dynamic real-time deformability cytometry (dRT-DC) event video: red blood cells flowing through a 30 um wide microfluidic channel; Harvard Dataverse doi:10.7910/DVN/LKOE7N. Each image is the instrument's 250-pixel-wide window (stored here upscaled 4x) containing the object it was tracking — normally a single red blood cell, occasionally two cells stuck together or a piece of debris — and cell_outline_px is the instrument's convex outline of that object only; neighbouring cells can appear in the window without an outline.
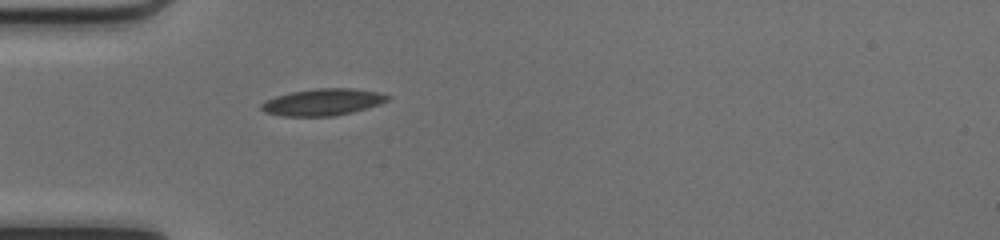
{"species": "common noctule bat (a hibernating species)", "species_latin": "Nyctalus noctula", "temperature_condition": "cold", "stored_images_in_passage": 31, "camera_frame_rate_fps": 3000, "um_per_image_px": 0.085, "animal": {"sex": "female", "body_mass_g": 17.0, "forearm_length_mm": 48.0}, "frame": {"image": 1, "passage_image": 1, "time_ms": 0.0, "image_size_px": [1000, 240], "cell_outline_px": [[388, 100], [352, 112], [332, 116], [284, 116], [268, 112], [260, 108], [260, 104], [276, 96], [292, 92], [316, 88], [348, 88], [376, 92], [388, 96]], "centroid_in_image_um": [27.39, 8.68], "position_along_channel_um": 57.6, "area_um2": 19.07}}
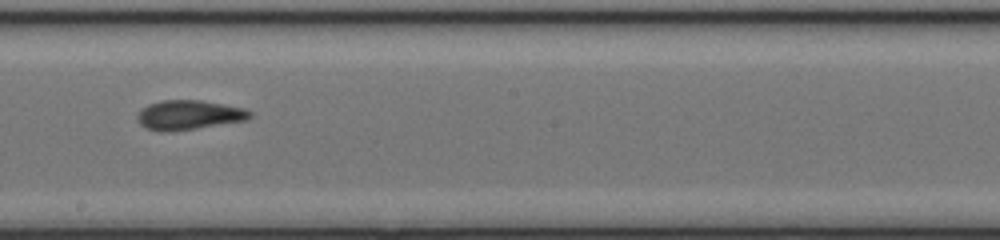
{"frame": {"image": 2, "passage_image": 14, "time_ms": 4.333, "image_size_px": [1000, 240], "cell_outline_px": [[252, 116], [248, 120], [196, 128], [148, 128], [140, 124], [136, 116], [148, 104], [160, 100], [200, 100], [244, 108], [252, 112]], "centroid_in_image_um": [16.14, 9.72], "position_along_channel_um": 232.1, "area_um2": 18.44}}
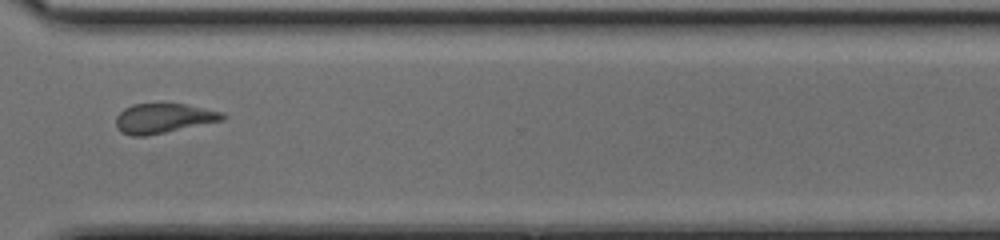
{"frame": {"image": 3, "passage_image": 23, "time_ms": 7.333, "image_size_px": [1000, 240], "cell_outline_px": [[224, 120], [144, 136], [132, 136], [120, 132], [116, 124], [116, 116], [124, 108], [132, 104], [184, 104], [224, 112]], "centroid_in_image_um": [13.87, 10.05], "position_along_channel_um": 356.7, "area_um2": 18.21}, "authors_computed_cell_mechanics": {"area_um2": 18.785, "velocity_mm_per_s": 4.1609, "shape_relaxation_time_tau1_ms": 9.9309, "shape_relaxation_time_tau2_ms": 3.001, "deformation_change_tau1": 0.1915, "deformation_change_tau2": 0.0909}}